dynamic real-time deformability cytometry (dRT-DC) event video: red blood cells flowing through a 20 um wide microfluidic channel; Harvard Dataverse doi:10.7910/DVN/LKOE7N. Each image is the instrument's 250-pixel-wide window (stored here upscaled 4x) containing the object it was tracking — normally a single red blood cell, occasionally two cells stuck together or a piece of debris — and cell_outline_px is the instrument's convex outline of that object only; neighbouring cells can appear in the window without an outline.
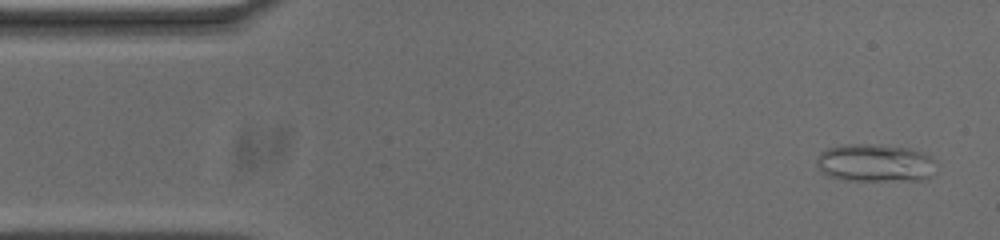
{"species": "common noctule bat (a hibernating species)", "species_latin": "Nyctalus noctula", "temperature_condition": "cold", "stored_images_in_passage": 8, "camera_frame_rate_fps": 3000, "um_per_image_px": 0.085, "animal": {"sex": "male", "body_mass_g": 20.0, "forearm_length_mm": 53.3}, "frame": {"image": 1, "passage_image": 2, "time_ms": 0.333, "image_size_px": [1000, 240], "cell_outline_px": [[936, 160], [928, 180], [844, 180], [828, 176], [820, 172], [816, 164], [816, 160], [820, 152], [828, 148], [840, 144], [868, 144], [908, 148], [932, 156]], "centroid_in_image_um": [74.34, 13.85], "position_along_channel_um": 10.7, "area_um2": 26.47}}